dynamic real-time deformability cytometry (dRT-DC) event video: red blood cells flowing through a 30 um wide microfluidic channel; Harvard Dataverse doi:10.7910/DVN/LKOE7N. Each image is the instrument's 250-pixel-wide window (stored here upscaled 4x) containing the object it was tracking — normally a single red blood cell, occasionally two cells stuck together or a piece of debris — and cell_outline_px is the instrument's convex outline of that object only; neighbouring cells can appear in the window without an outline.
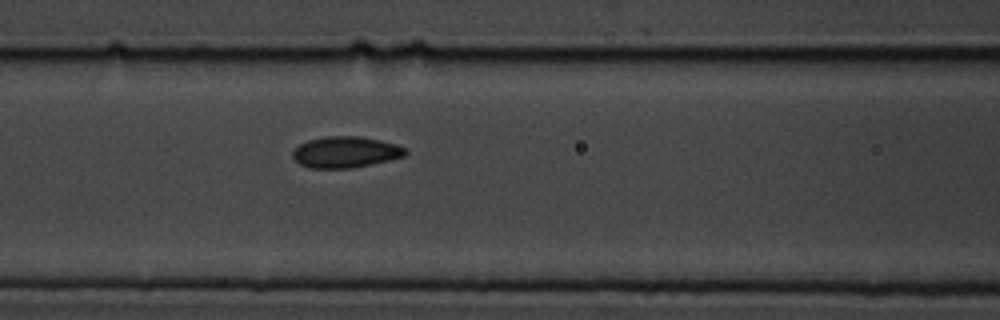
{"species": "common noctule bat (a hibernating species)", "species_latin": "Nyctalus noctula", "temperature_condition": "cold", "stored_images_in_passage": 6, "camera_frame_rate_fps": 3000, "um_per_image_px": 0.085, "animal": {"sex": "male", "body_mass_g": 19.5, "forearm_length_mm": 54.6}, "frame": {"image": 1, "passage_image": 6, "time_ms": 6.667, "image_size_px": [1000, 320], "cell_outline_px": [[408, 152], [404, 156], [388, 160], [352, 168], [308, 168], [300, 164], [292, 156], [292, 152], [300, 144], [308, 140], [324, 136], [360, 136], [380, 140], [396, 144], [404, 148]], "centroid_in_image_um": [29.35, 12.92], "position_along_channel_um": 137.2, "area_um2": 20.4}}